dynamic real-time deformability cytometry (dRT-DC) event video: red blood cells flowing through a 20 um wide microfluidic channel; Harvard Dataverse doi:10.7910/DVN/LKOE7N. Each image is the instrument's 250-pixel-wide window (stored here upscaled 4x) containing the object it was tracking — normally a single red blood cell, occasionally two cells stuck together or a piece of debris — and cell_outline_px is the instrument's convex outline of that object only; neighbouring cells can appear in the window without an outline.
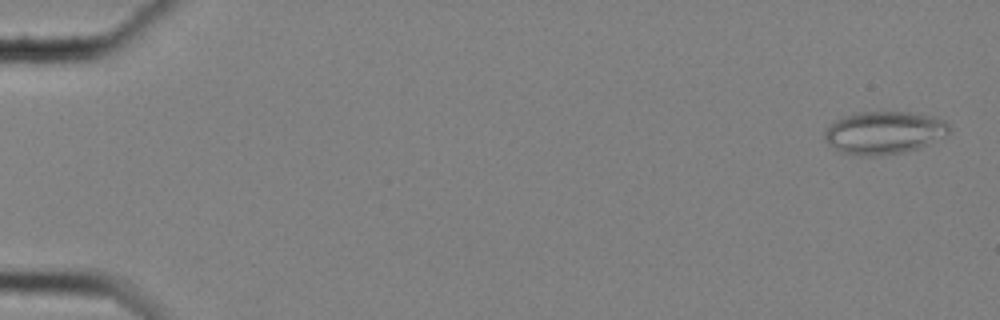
{"species": "common noctule bat (a hibernating species)", "species_latin": "Nyctalus noctula", "temperature_condition": "cold", "stored_images_in_passage": 11, "camera_frame_rate_fps": 3000, "um_per_image_px": 0.085, "animal": {"sex": "female", "body_mass_g": 25.1}, "frame": {"image": 1, "passage_image": 2, "time_ms": 0.333, "image_size_px": [1000, 320], "cell_outline_px": [[952, 128], [948, 132], [928, 144], [904, 152], [876, 156], [860, 156], [840, 152], [828, 144], [824, 136], [824, 132], [836, 120], [844, 116], [856, 112], [912, 112], [932, 116], [944, 120]], "centroid_in_image_um": [75.12, 11.27], "position_along_channel_um": 9.9, "area_um2": 30.87}}